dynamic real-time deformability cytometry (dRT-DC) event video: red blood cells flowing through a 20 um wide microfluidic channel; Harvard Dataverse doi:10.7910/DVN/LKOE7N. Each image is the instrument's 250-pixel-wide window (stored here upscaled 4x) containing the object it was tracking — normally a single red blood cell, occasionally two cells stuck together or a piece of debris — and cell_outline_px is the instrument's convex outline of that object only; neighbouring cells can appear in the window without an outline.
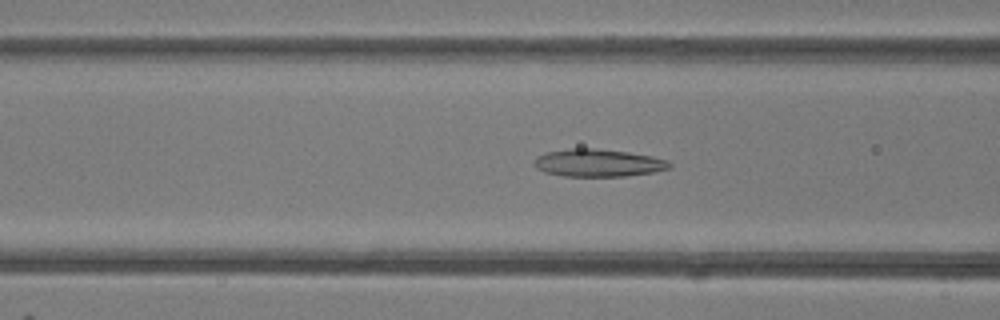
{"species": "common noctule bat (a hibernating species)", "species_latin": "Nyctalus noctula", "temperature_condition": "room temperature", "stored_images_in_passage": 47, "camera_frame_rate_fps": 3000, "um_per_image_px": 0.085, "animal": {"sex": "female"}, "frame": {"image": 1, "passage_image": 18, "time_ms": 5.667, "image_size_px": [1000, 320], "cell_outline_px": [[672, 168], [652, 172], [624, 176], [564, 176], [544, 172], [536, 168], [532, 164], [532, 160], [536, 156], [548, 152], [568, 148], [596, 148], [628, 152], [652, 156], [668, 160], [672, 164]], "centroid_in_image_um": [50.82, 13.84], "position_along_channel_um": 115.8, "area_um2": 21.96}}
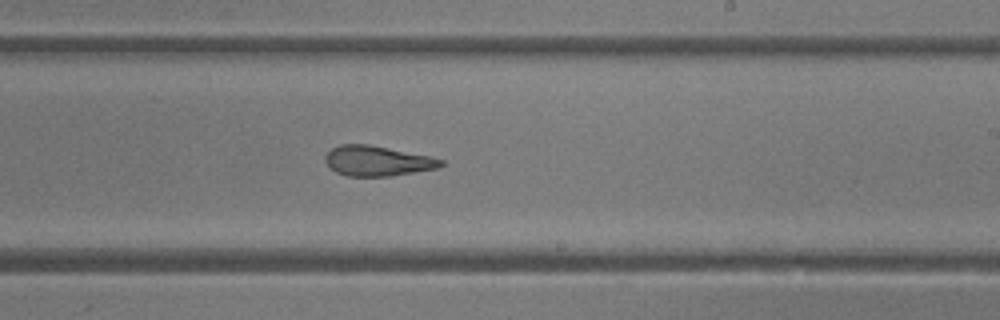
{"frame": {"image": 2, "passage_image": 28, "time_ms": 9.0, "image_size_px": [1000, 320], "cell_outline_px": [[444, 164], [436, 168], [392, 176], [348, 176], [336, 172], [324, 160], [324, 156], [332, 148], [340, 144], [368, 144], [432, 156], [444, 160]], "centroid_in_image_um": [32.08, 13.67], "position_along_channel_um": 256.9, "area_um2": 20.29}}
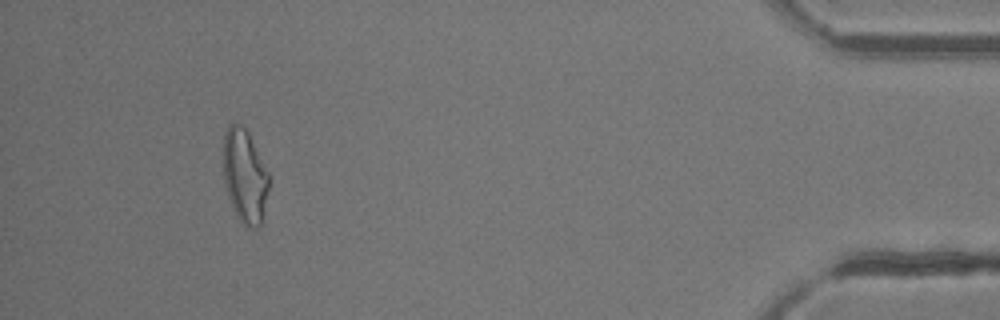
{"frame": {"image": 3, "passage_image": 44, "time_ms": 14.333, "image_size_px": [1000, 320], "cell_outline_px": [[268, 188], [260, 224], [256, 228], [252, 228], [244, 224], [236, 216], [228, 196], [224, 180], [224, 132], [228, 124], [240, 124], [248, 132], [268, 172]], "centroid_in_image_um": [20.78, 14.94], "position_along_channel_um": 414.4, "area_um2": 24.33}, "authors_computed_cell_mechanics": {"area_um2": 22.4842, "velocity_mm_per_s": 4.2295, "shape_relaxation_time_tau1_ms": 4.3909, "shape_relaxation_time_tau2_ms": 1.7888, "deformation_change_tau1": 0.1748, "deformation_change_tau2": 0.1209}}